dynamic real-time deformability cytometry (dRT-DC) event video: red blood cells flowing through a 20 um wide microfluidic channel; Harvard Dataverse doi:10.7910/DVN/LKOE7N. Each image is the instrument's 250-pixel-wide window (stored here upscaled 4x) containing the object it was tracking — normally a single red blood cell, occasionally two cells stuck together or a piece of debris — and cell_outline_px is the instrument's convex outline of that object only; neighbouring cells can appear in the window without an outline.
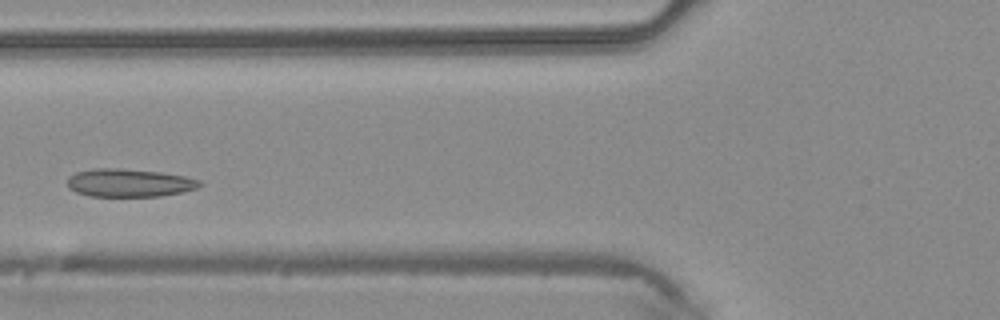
{"species": "common noctule bat (a hibernating species)", "species_latin": "Nyctalus noctula", "temperature_condition": "warm", "stored_images_in_passage": 40, "segment_of_instrument_passage": [1, 2], "camera_frame_rate_fps": 3000, "um_per_image_px": 0.085, "animal": {"sex": "male", "body_mass_g": 20.4}, "frame": {"image": 1, "passage_image": 11, "time_ms": 3.333, "image_size_px": [1000, 320], "cell_outline_px": [[204, 184], [196, 188], [184, 192], [160, 196], [88, 196], [76, 192], [68, 188], [68, 176], [76, 172], [96, 168], [116, 168], [160, 172], [184, 176], [200, 180]], "centroid_in_image_um": [10.99, 15.54], "position_along_channel_um": 114.8, "area_um2": 21.68}}
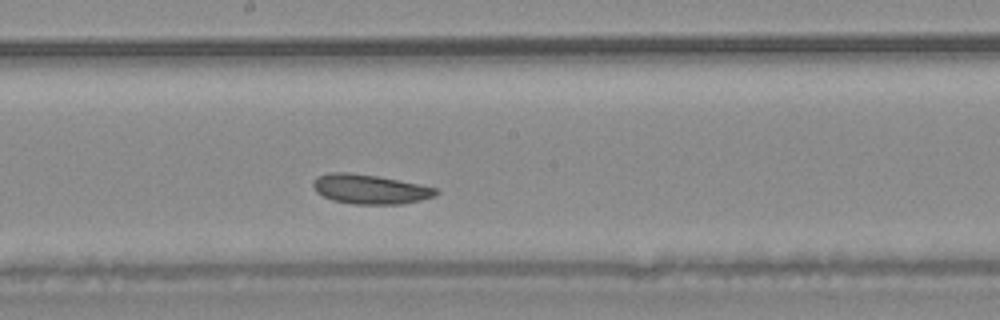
{"frame": {"image": 2, "passage_image": 18, "time_ms": 5.667, "image_size_px": [1000, 320], "cell_outline_px": [[440, 192], [436, 196], [404, 204], [352, 204], [332, 200], [316, 192], [312, 184], [316, 176], [328, 172], [348, 172], [380, 176], [420, 184], [436, 188]], "centroid_in_image_um": [31.45, 16.07], "position_along_channel_um": 216.7, "area_um2": 21.39}}
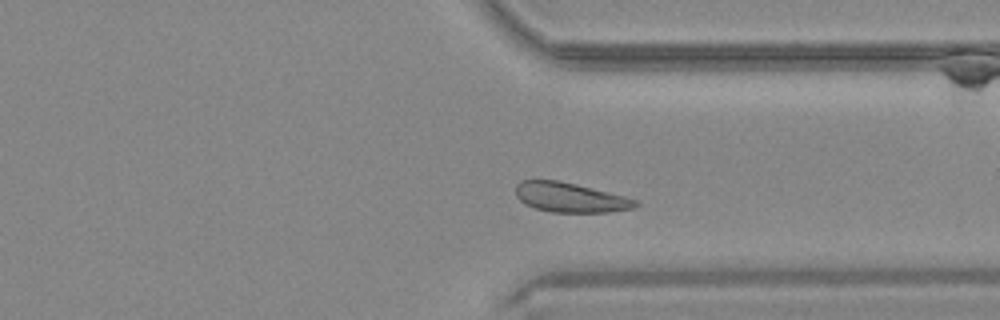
{"frame": {"image": 3, "passage_image": 28, "time_ms": 9.0, "image_size_px": [1000, 320], "cell_outline_px": [[640, 204], [636, 208], [608, 212], [552, 212], [536, 208], [524, 204], [516, 196], [516, 184], [520, 180], [560, 180], [624, 196], [636, 200]], "centroid_in_image_um": [48.46, 16.78], "position_along_channel_um": 362.9, "area_um2": 20.69}}